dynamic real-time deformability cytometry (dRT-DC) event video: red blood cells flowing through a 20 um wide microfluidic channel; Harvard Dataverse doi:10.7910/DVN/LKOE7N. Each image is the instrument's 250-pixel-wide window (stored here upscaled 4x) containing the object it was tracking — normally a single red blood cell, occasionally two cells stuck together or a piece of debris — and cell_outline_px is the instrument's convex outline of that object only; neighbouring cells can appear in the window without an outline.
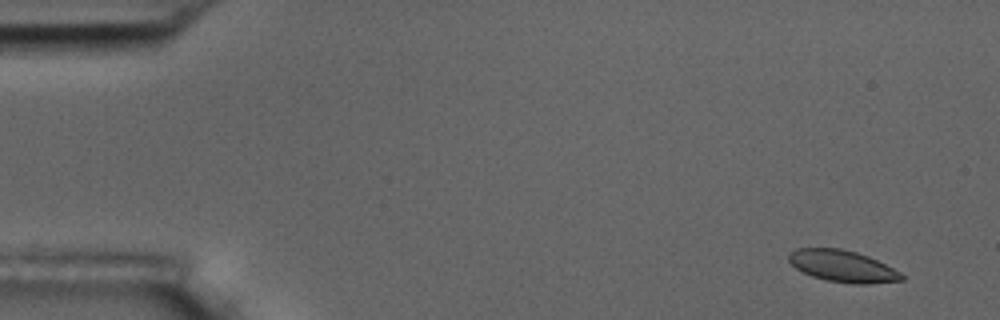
{"species": "common noctule bat (a hibernating species)", "species_latin": "Nyctalus noctula", "temperature_condition": "room temperature", "stored_images_in_passage": 4, "camera_frame_rate_fps": 3000, "um_per_image_px": 0.085, "animal": {"sex": "male", "body_mass_g": 17.5, "forearm_length_mm": 52.3}, "frame": {"image": 1, "passage_image": 1, "time_ms": 0.0, "image_size_px": [1000, 320], "cell_outline_px": [[904, 280], [868, 284], [852, 284], [824, 280], [812, 276], [796, 268], [788, 260], [788, 252], [796, 248], [840, 248], [856, 252], [868, 256], [900, 272], [904, 276]], "centroid_in_image_um": [71.59, 22.62], "position_along_channel_um": 13.4, "area_um2": 20.87}}
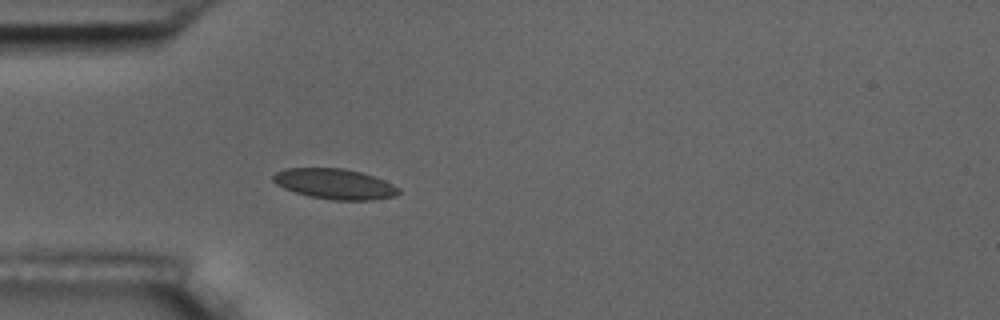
{"frame": {"image": 2, "passage_image": 4, "time_ms": 4.333, "image_size_px": [1000, 320], "cell_outline_px": [[400, 192], [396, 196], [372, 200], [332, 200], [308, 196], [284, 188], [276, 184], [272, 180], [272, 176], [276, 172], [288, 168], [344, 168], [360, 172], [384, 180], [400, 188]], "centroid_in_image_um": [28.46, 15.64], "position_along_channel_um": 56.5, "area_um2": 22.2}}